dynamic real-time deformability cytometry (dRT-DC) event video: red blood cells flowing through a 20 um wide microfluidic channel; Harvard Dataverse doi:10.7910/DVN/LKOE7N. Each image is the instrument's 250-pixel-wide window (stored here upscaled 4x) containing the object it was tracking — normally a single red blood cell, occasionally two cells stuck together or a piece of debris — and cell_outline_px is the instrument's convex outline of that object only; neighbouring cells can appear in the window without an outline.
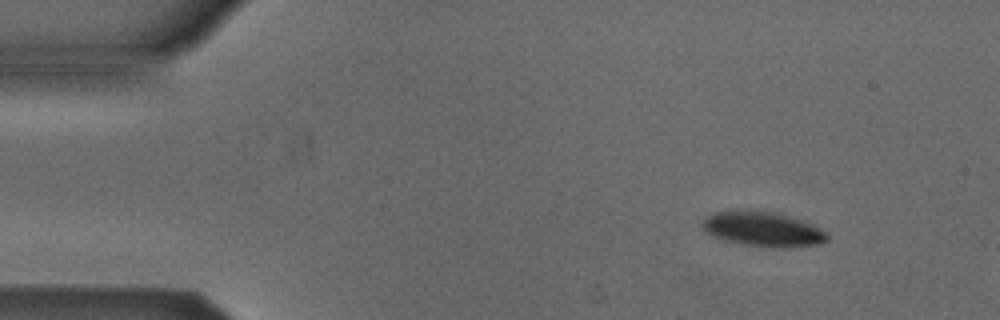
{"species": "Egyptian fruit bat (a non-hibernating species)", "species_latin": "Rousettus aegyptiacus", "temperature_condition": "cold", "stored_images_in_passage": 4, "camera_frame_rate_fps": 3000, "um_per_image_px": 0.085, "animal": {"sex": "male"}, "frame": {"image": 1, "passage_image": 1, "time_ms": 0.0, "image_size_px": [1000, 320], "cell_outline_px": [[828, 240], [820, 244], [792, 248], [764, 248], [740, 244], [724, 240], [712, 236], [704, 232], [700, 224], [708, 216], [716, 212], [772, 212], [800, 220], [812, 224], [820, 228], [828, 236]], "centroid_in_image_um": [64.85, 19.54], "position_along_channel_um": 20.1, "area_um2": 25.03}}